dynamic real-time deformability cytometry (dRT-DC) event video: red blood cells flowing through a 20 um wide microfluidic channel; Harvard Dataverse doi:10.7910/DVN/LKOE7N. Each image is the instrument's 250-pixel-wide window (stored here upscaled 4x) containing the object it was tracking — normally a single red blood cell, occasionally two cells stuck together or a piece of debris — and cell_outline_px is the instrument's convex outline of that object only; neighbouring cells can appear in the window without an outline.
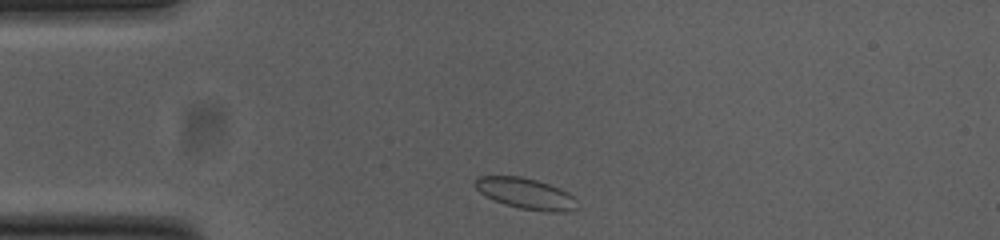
{"species": "common noctule bat (a hibernating species)", "species_latin": "Nyctalus noctula", "temperature_condition": "cold", "stored_images_in_passage": 35, "camera_frame_rate_fps": 3000, "um_per_image_px": 0.085, "animal": {"sex": "female", "body_mass_g": 23.0, "forearm_length_mm": 53.4}, "frame": {"image": 1, "passage_image": 2, "time_ms": 0.333, "image_size_px": [1000, 240], "cell_outline_px": [[576, 208], [572, 212], [548, 212], [520, 208], [504, 204], [480, 192], [472, 184], [480, 176], [520, 176], [536, 180], [560, 188], [568, 192], [576, 200]], "centroid_in_image_um": [44.72, 16.45], "position_along_channel_um": 40.3, "area_um2": 18.26}}
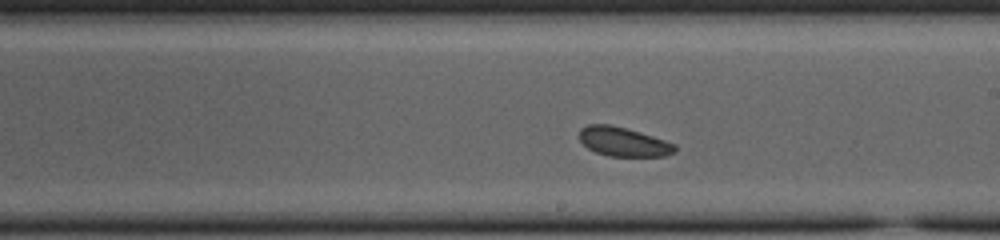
{"frame": {"image": 2, "passage_image": 20, "time_ms": 6.333, "image_size_px": [1000, 240], "cell_outline_px": [[676, 152], [664, 156], [608, 156], [596, 152], [588, 148], [580, 140], [580, 128], [588, 124], [608, 124], [628, 128], [676, 144]], "centroid_in_image_um": [52.99, 12.04], "position_along_channel_um": 236.0, "area_um2": 16.24}}
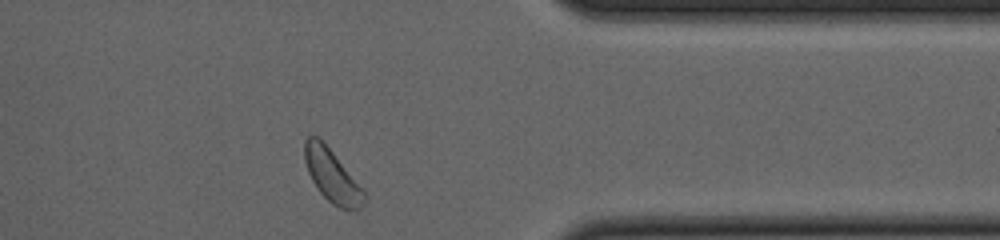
{"frame": {"image": 3, "passage_image": 33, "time_ms": 10.667, "image_size_px": [1000, 240], "cell_outline_px": [[368, 196], [364, 204], [356, 212], [348, 212], [332, 204], [316, 188], [308, 172], [304, 160], [304, 140], [308, 136], [316, 136], [332, 152], [364, 188]], "centroid_in_image_um": [28.28, 15.02], "position_along_channel_um": 383.1, "area_um2": 18.61}, "authors_computed_cell_mechanics": {"area_um2": 17.2822, "velocity_mm_per_s": 3.7159, "shape_relaxation_time_tau1_ms": null, "shape_relaxation_time_tau2_ms": 4.0944, "deformation_change_tau1": null, "deformation_change_tau2": 0.0771}}